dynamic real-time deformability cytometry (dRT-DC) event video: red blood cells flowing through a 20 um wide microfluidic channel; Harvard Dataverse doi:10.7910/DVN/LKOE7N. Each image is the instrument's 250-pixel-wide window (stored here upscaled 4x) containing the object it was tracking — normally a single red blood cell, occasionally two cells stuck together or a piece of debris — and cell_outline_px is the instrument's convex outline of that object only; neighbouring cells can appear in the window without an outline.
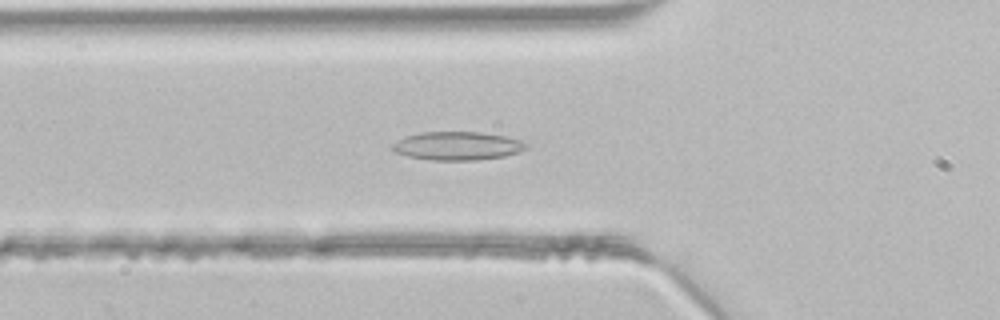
{"species": "common noctule bat (a hibernating species)", "species_latin": "Nyctalus noctula", "temperature_condition": "room temperature", "stored_images_in_passage": 46, "camera_frame_rate_fps": 3000, "um_per_image_px": 0.085, "animal": {"sex": "male", "body_mass_g": 21.5, "forearm_length_mm": 52.0}, "frame": {"image": 1, "passage_image": 16, "time_ms": 5.0, "image_size_px": [1000, 320], "cell_outline_px": [[528, 148], [504, 156], [476, 160], [432, 160], [408, 156], [396, 152], [392, 148], [392, 144], [404, 136], [420, 132], [480, 132], [504, 136], [520, 140], [528, 144]], "centroid_in_image_um": [38.87, 12.39], "position_along_channel_um": 86.9, "area_um2": 22.02}}
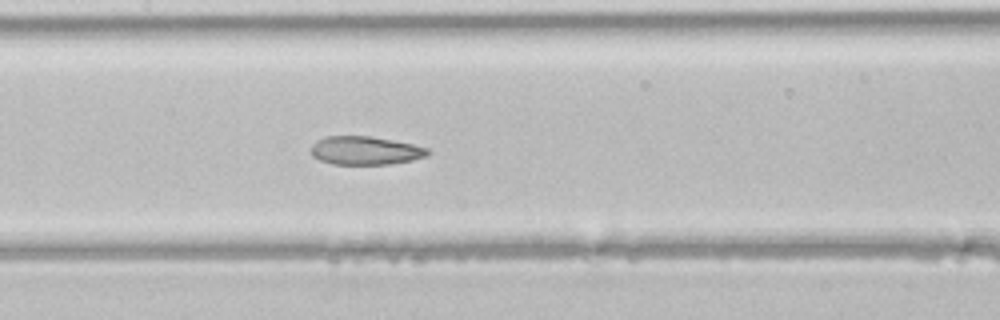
{"frame": {"image": 2, "passage_image": 22, "time_ms": 7.0, "image_size_px": [1000, 320], "cell_outline_px": [[432, 152], [428, 156], [412, 160], [388, 164], [332, 164], [320, 160], [312, 156], [312, 144], [316, 140], [324, 136], [372, 136], [412, 144], [428, 148]], "centroid_in_image_um": [31.06, 12.79], "position_along_channel_um": 176.3, "area_um2": 19.42}}
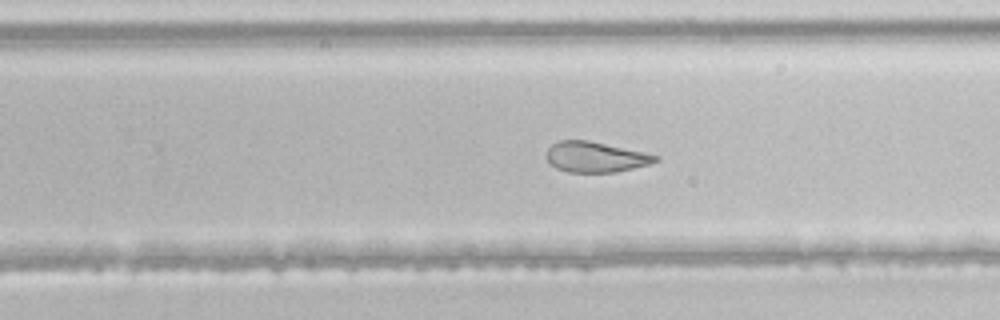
{"frame": {"image": 3, "passage_image": 29, "time_ms": 9.333, "image_size_px": [1000, 320], "cell_outline_px": [[660, 160], [648, 164], [616, 172], [568, 172], [556, 168], [544, 156], [548, 148], [552, 144], [560, 140], [588, 140], [644, 152], [660, 156]], "centroid_in_image_um": [50.6, 13.34], "position_along_channel_um": 279.2, "area_um2": 19.31}}